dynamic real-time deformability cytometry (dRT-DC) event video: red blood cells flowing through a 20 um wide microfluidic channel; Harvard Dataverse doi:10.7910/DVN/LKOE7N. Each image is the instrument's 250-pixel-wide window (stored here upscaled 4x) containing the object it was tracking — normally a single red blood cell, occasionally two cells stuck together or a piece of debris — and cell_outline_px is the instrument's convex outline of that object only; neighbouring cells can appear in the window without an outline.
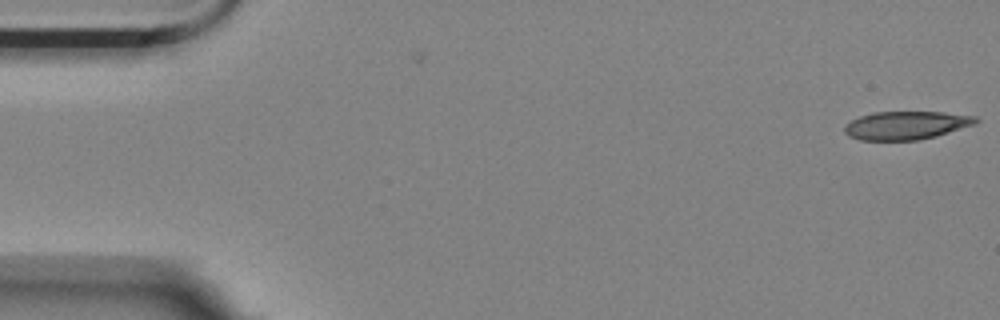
{"species": "Egyptian fruit bat (a non-hibernating species)", "species_latin": "Rousettus aegyptiacus", "temperature_condition": "room temperature", "stored_images_in_passage": 3, "camera_frame_rate_fps": 3000, "um_per_image_px": 0.085, "animal": {"sex": "female"}, "frame": {"image": 1, "passage_image": 3, "time_ms": 0.667, "image_size_px": [1000, 320], "cell_outline_px": [[980, 120], [976, 124], [936, 136], [916, 140], [860, 140], [848, 136], [844, 132], [844, 128], [852, 120], [860, 116], [872, 112], [944, 112], [976, 116]], "centroid_in_image_um": [77.05, 10.65], "position_along_channel_um": 8.0, "area_um2": 21.62}}